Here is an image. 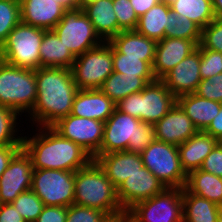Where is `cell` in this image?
Wrapping results in <instances>:
<instances>
[{
    "label": "cell",
    "instance_id": "cell-44",
    "mask_svg": "<svg viewBox=\"0 0 222 222\" xmlns=\"http://www.w3.org/2000/svg\"><path fill=\"white\" fill-rule=\"evenodd\" d=\"M67 207L44 206L42 213L35 222H66Z\"/></svg>",
    "mask_w": 222,
    "mask_h": 222
},
{
    "label": "cell",
    "instance_id": "cell-39",
    "mask_svg": "<svg viewBox=\"0 0 222 222\" xmlns=\"http://www.w3.org/2000/svg\"><path fill=\"white\" fill-rule=\"evenodd\" d=\"M109 216L98 209L72 204L67 207L66 222H105Z\"/></svg>",
    "mask_w": 222,
    "mask_h": 222
},
{
    "label": "cell",
    "instance_id": "cell-6",
    "mask_svg": "<svg viewBox=\"0 0 222 222\" xmlns=\"http://www.w3.org/2000/svg\"><path fill=\"white\" fill-rule=\"evenodd\" d=\"M45 29L20 22L0 47V59L12 66L37 70L40 68V45Z\"/></svg>",
    "mask_w": 222,
    "mask_h": 222
},
{
    "label": "cell",
    "instance_id": "cell-49",
    "mask_svg": "<svg viewBox=\"0 0 222 222\" xmlns=\"http://www.w3.org/2000/svg\"><path fill=\"white\" fill-rule=\"evenodd\" d=\"M66 10L80 7L78 0H56Z\"/></svg>",
    "mask_w": 222,
    "mask_h": 222
},
{
    "label": "cell",
    "instance_id": "cell-30",
    "mask_svg": "<svg viewBox=\"0 0 222 222\" xmlns=\"http://www.w3.org/2000/svg\"><path fill=\"white\" fill-rule=\"evenodd\" d=\"M170 11V5L159 2L139 17L136 31L147 38L156 41L162 40L169 23Z\"/></svg>",
    "mask_w": 222,
    "mask_h": 222
},
{
    "label": "cell",
    "instance_id": "cell-53",
    "mask_svg": "<svg viewBox=\"0 0 222 222\" xmlns=\"http://www.w3.org/2000/svg\"><path fill=\"white\" fill-rule=\"evenodd\" d=\"M217 222H222V205H220L218 209Z\"/></svg>",
    "mask_w": 222,
    "mask_h": 222
},
{
    "label": "cell",
    "instance_id": "cell-32",
    "mask_svg": "<svg viewBox=\"0 0 222 222\" xmlns=\"http://www.w3.org/2000/svg\"><path fill=\"white\" fill-rule=\"evenodd\" d=\"M113 70L123 76H139L148 83L156 80L152 66L143 57L127 56L113 48Z\"/></svg>",
    "mask_w": 222,
    "mask_h": 222
},
{
    "label": "cell",
    "instance_id": "cell-11",
    "mask_svg": "<svg viewBox=\"0 0 222 222\" xmlns=\"http://www.w3.org/2000/svg\"><path fill=\"white\" fill-rule=\"evenodd\" d=\"M31 190L45 206L69 207L74 204L75 172L34 169Z\"/></svg>",
    "mask_w": 222,
    "mask_h": 222
},
{
    "label": "cell",
    "instance_id": "cell-7",
    "mask_svg": "<svg viewBox=\"0 0 222 222\" xmlns=\"http://www.w3.org/2000/svg\"><path fill=\"white\" fill-rule=\"evenodd\" d=\"M143 165L166 188H184L187 174L180 162L178 147L155 139L141 154Z\"/></svg>",
    "mask_w": 222,
    "mask_h": 222
},
{
    "label": "cell",
    "instance_id": "cell-4",
    "mask_svg": "<svg viewBox=\"0 0 222 222\" xmlns=\"http://www.w3.org/2000/svg\"><path fill=\"white\" fill-rule=\"evenodd\" d=\"M177 103L161 79L149 83L142 91L133 93L120 100L116 109L140 121L155 124Z\"/></svg>",
    "mask_w": 222,
    "mask_h": 222
},
{
    "label": "cell",
    "instance_id": "cell-24",
    "mask_svg": "<svg viewBox=\"0 0 222 222\" xmlns=\"http://www.w3.org/2000/svg\"><path fill=\"white\" fill-rule=\"evenodd\" d=\"M177 104L194 123L198 131H204L221 108V103L208 100L195 93L177 97Z\"/></svg>",
    "mask_w": 222,
    "mask_h": 222
},
{
    "label": "cell",
    "instance_id": "cell-19",
    "mask_svg": "<svg viewBox=\"0 0 222 222\" xmlns=\"http://www.w3.org/2000/svg\"><path fill=\"white\" fill-rule=\"evenodd\" d=\"M94 160L101 166L116 189L133 173L141 171L144 167L141 155L129 151L97 155Z\"/></svg>",
    "mask_w": 222,
    "mask_h": 222
},
{
    "label": "cell",
    "instance_id": "cell-20",
    "mask_svg": "<svg viewBox=\"0 0 222 222\" xmlns=\"http://www.w3.org/2000/svg\"><path fill=\"white\" fill-rule=\"evenodd\" d=\"M21 22L52 30L64 16L66 9L56 0H19Z\"/></svg>",
    "mask_w": 222,
    "mask_h": 222
},
{
    "label": "cell",
    "instance_id": "cell-22",
    "mask_svg": "<svg viewBox=\"0 0 222 222\" xmlns=\"http://www.w3.org/2000/svg\"><path fill=\"white\" fill-rule=\"evenodd\" d=\"M219 143L216 138L204 131H198L186 142L177 146L183 170L188 175L191 171L200 169L204 159Z\"/></svg>",
    "mask_w": 222,
    "mask_h": 222
},
{
    "label": "cell",
    "instance_id": "cell-35",
    "mask_svg": "<svg viewBox=\"0 0 222 222\" xmlns=\"http://www.w3.org/2000/svg\"><path fill=\"white\" fill-rule=\"evenodd\" d=\"M11 204L26 222H35L45 206L31 189L21 193Z\"/></svg>",
    "mask_w": 222,
    "mask_h": 222
},
{
    "label": "cell",
    "instance_id": "cell-28",
    "mask_svg": "<svg viewBox=\"0 0 222 222\" xmlns=\"http://www.w3.org/2000/svg\"><path fill=\"white\" fill-rule=\"evenodd\" d=\"M149 83L139 76H123L112 72L99 88L115 104L130 94L142 91Z\"/></svg>",
    "mask_w": 222,
    "mask_h": 222
},
{
    "label": "cell",
    "instance_id": "cell-26",
    "mask_svg": "<svg viewBox=\"0 0 222 222\" xmlns=\"http://www.w3.org/2000/svg\"><path fill=\"white\" fill-rule=\"evenodd\" d=\"M40 67L71 69L76 57L53 30H46L40 45Z\"/></svg>",
    "mask_w": 222,
    "mask_h": 222
},
{
    "label": "cell",
    "instance_id": "cell-31",
    "mask_svg": "<svg viewBox=\"0 0 222 222\" xmlns=\"http://www.w3.org/2000/svg\"><path fill=\"white\" fill-rule=\"evenodd\" d=\"M170 9L177 15L187 17L201 29L216 18L211 0H176Z\"/></svg>",
    "mask_w": 222,
    "mask_h": 222
},
{
    "label": "cell",
    "instance_id": "cell-15",
    "mask_svg": "<svg viewBox=\"0 0 222 222\" xmlns=\"http://www.w3.org/2000/svg\"><path fill=\"white\" fill-rule=\"evenodd\" d=\"M166 187L146 167L133 173L117 189L118 201L126 212L135 203L150 199L163 192Z\"/></svg>",
    "mask_w": 222,
    "mask_h": 222
},
{
    "label": "cell",
    "instance_id": "cell-25",
    "mask_svg": "<svg viewBox=\"0 0 222 222\" xmlns=\"http://www.w3.org/2000/svg\"><path fill=\"white\" fill-rule=\"evenodd\" d=\"M82 8L104 42L118 34V20L114 13L113 0H96Z\"/></svg>",
    "mask_w": 222,
    "mask_h": 222
},
{
    "label": "cell",
    "instance_id": "cell-16",
    "mask_svg": "<svg viewBox=\"0 0 222 222\" xmlns=\"http://www.w3.org/2000/svg\"><path fill=\"white\" fill-rule=\"evenodd\" d=\"M200 48L179 62L161 80L177 98L185 94L195 93L200 83Z\"/></svg>",
    "mask_w": 222,
    "mask_h": 222
},
{
    "label": "cell",
    "instance_id": "cell-1",
    "mask_svg": "<svg viewBox=\"0 0 222 222\" xmlns=\"http://www.w3.org/2000/svg\"><path fill=\"white\" fill-rule=\"evenodd\" d=\"M37 97L29 112L41 127H51L72 112L73 101L79 88L71 69L40 67L35 70Z\"/></svg>",
    "mask_w": 222,
    "mask_h": 222
},
{
    "label": "cell",
    "instance_id": "cell-48",
    "mask_svg": "<svg viewBox=\"0 0 222 222\" xmlns=\"http://www.w3.org/2000/svg\"><path fill=\"white\" fill-rule=\"evenodd\" d=\"M138 18L145 14L151 7L158 4L160 0H129Z\"/></svg>",
    "mask_w": 222,
    "mask_h": 222
},
{
    "label": "cell",
    "instance_id": "cell-8",
    "mask_svg": "<svg viewBox=\"0 0 222 222\" xmlns=\"http://www.w3.org/2000/svg\"><path fill=\"white\" fill-rule=\"evenodd\" d=\"M52 30L75 57L104 42L96 33L82 7L66 10Z\"/></svg>",
    "mask_w": 222,
    "mask_h": 222
},
{
    "label": "cell",
    "instance_id": "cell-12",
    "mask_svg": "<svg viewBox=\"0 0 222 222\" xmlns=\"http://www.w3.org/2000/svg\"><path fill=\"white\" fill-rule=\"evenodd\" d=\"M51 127L62 137L77 143L93 159L100 155L104 122L69 114Z\"/></svg>",
    "mask_w": 222,
    "mask_h": 222
},
{
    "label": "cell",
    "instance_id": "cell-34",
    "mask_svg": "<svg viewBox=\"0 0 222 222\" xmlns=\"http://www.w3.org/2000/svg\"><path fill=\"white\" fill-rule=\"evenodd\" d=\"M21 22L19 0H0V47L8 34Z\"/></svg>",
    "mask_w": 222,
    "mask_h": 222
},
{
    "label": "cell",
    "instance_id": "cell-46",
    "mask_svg": "<svg viewBox=\"0 0 222 222\" xmlns=\"http://www.w3.org/2000/svg\"><path fill=\"white\" fill-rule=\"evenodd\" d=\"M22 148V145H8L0 147V176L7 169L13 156Z\"/></svg>",
    "mask_w": 222,
    "mask_h": 222
},
{
    "label": "cell",
    "instance_id": "cell-54",
    "mask_svg": "<svg viewBox=\"0 0 222 222\" xmlns=\"http://www.w3.org/2000/svg\"><path fill=\"white\" fill-rule=\"evenodd\" d=\"M176 0H160V2L167 4V5H171L173 2H175Z\"/></svg>",
    "mask_w": 222,
    "mask_h": 222
},
{
    "label": "cell",
    "instance_id": "cell-40",
    "mask_svg": "<svg viewBox=\"0 0 222 222\" xmlns=\"http://www.w3.org/2000/svg\"><path fill=\"white\" fill-rule=\"evenodd\" d=\"M201 79L211 78L222 73V53L210 49H200Z\"/></svg>",
    "mask_w": 222,
    "mask_h": 222
},
{
    "label": "cell",
    "instance_id": "cell-3",
    "mask_svg": "<svg viewBox=\"0 0 222 222\" xmlns=\"http://www.w3.org/2000/svg\"><path fill=\"white\" fill-rule=\"evenodd\" d=\"M74 204L101 210L109 217L125 213L117 189L94 159L75 172Z\"/></svg>",
    "mask_w": 222,
    "mask_h": 222
},
{
    "label": "cell",
    "instance_id": "cell-43",
    "mask_svg": "<svg viewBox=\"0 0 222 222\" xmlns=\"http://www.w3.org/2000/svg\"><path fill=\"white\" fill-rule=\"evenodd\" d=\"M200 169L222 178V144L220 142L204 159Z\"/></svg>",
    "mask_w": 222,
    "mask_h": 222
},
{
    "label": "cell",
    "instance_id": "cell-41",
    "mask_svg": "<svg viewBox=\"0 0 222 222\" xmlns=\"http://www.w3.org/2000/svg\"><path fill=\"white\" fill-rule=\"evenodd\" d=\"M200 97L222 103V73L202 79L195 91Z\"/></svg>",
    "mask_w": 222,
    "mask_h": 222
},
{
    "label": "cell",
    "instance_id": "cell-17",
    "mask_svg": "<svg viewBox=\"0 0 222 222\" xmlns=\"http://www.w3.org/2000/svg\"><path fill=\"white\" fill-rule=\"evenodd\" d=\"M198 45L189 39L164 37L157 41L152 70L156 79H162L179 62L197 49Z\"/></svg>",
    "mask_w": 222,
    "mask_h": 222
},
{
    "label": "cell",
    "instance_id": "cell-51",
    "mask_svg": "<svg viewBox=\"0 0 222 222\" xmlns=\"http://www.w3.org/2000/svg\"><path fill=\"white\" fill-rule=\"evenodd\" d=\"M216 17H222V0H211Z\"/></svg>",
    "mask_w": 222,
    "mask_h": 222
},
{
    "label": "cell",
    "instance_id": "cell-42",
    "mask_svg": "<svg viewBox=\"0 0 222 222\" xmlns=\"http://www.w3.org/2000/svg\"><path fill=\"white\" fill-rule=\"evenodd\" d=\"M154 140V124L142 122L137 128L136 145H128L127 151L141 154Z\"/></svg>",
    "mask_w": 222,
    "mask_h": 222
},
{
    "label": "cell",
    "instance_id": "cell-37",
    "mask_svg": "<svg viewBox=\"0 0 222 222\" xmlns=\"http://www.w3.org/2000/svg\"><path fill=\"white\" fill-rule=\"evenodd\" d=\"M198 47L222 53V17H216L202 29Z\"/></svg>",
    "mask_w": 222,
    "mask_h": 222
},
{
    "label": "cell",
    "instance_id": "cell-33",
    "mask_svg": "<svg viewBox=\"0 0 222 222\" xmlns=\"http://www.w3.org/2000/svg\"><path fill=\"white\" fill-rule=\"evenodd\" d=\"M202 29L183 15L169 12V23L164 32V37L193 40L200 44Z\"/></svg>",
    "mask_w": 222,
    "mask_h": 222
},
{
    "label": "cell",
    "instance_id": "cell-29",
    "mask_svg": "<svg viewBox=\"0 0 222 222\" xmlns=\"http://www.w3.org/2000/svg\"><path fill=\"white\" fill-rule=\"evenodd\" d=\"M183 222H217L219 206L182 189Z\"/></svg>",
    "mask_w": 222,
    "mask_h": 222
},
{
    "label": "cell",
    "instance_id": "cell-14",
    "mask_svg": "<svg viewBox=\"0 0 222 222\" xmlns=\"http://www.w3.org/2000/svg\"><path fill=\"white\" fill-rule=\"evenodd\" d=\"M141 123L138 118L115 109L104 122L100 155L127 151L128 145H136L137 128Z\"/></svg>",
    "mask_w": 222,
    "mask_h": 222
},
{
    "label": "cell",
    "instance_id": "cell-38",
    "mask_svg": "<svg viewBox=\"0 0 222 222\" xmlns=\"http://www.w3.org/2000/svg\"><path fill=\"white\" fill-rule=\"evenodd\" d=\"M113 8L118 20V34L121 31L136 30L139 18L129 0H113Z\"/></svg>",
    "mask_w": 222,
    "mask_h": 222
},
{
    "label": "cell",
    "instance_id": "cell-45",
    "mask_svg": "<svg viewBox=\"0 0 222 222\" xmlns=\"http://www.w3.org/2000/svg\"><path fill=\"white\" fill-rule=\"evenodd\" d=\"M0 222H26L11 204H0Z\"/></svg>",
    "mask_w": 222,
    "mask_h": 222
},
{
    "label": "cell",
    "instance_id": "cell-5",
    "mask_svg": "<svg viewBox=\"0 0 222 222\" xmlns=\"http://www.w3.org/2000/svg\"><path fill=\"white\" fill-rule=\"evenodd\" d=\"M35 70L12 66L0 59V105L18 114L32 111L36 103Z\"/></svg>",
    "mask_w": 222,
    "mask_h": 222
},
{
    "label": "cell",
    "instance_id": "cell-52",
    "mask_svg": "<svg viewBox=\"0 0 222 222\" xmlns=\"http://www.w3.org/2000/svg\"><path fill=\"white\" fill-rule=\"evenodd\" d=\"M96 0H78L80 7H83L85 4L92 3Z\"/></svg>",
    "mask_w": 222,
    "mask_h": 222
},
{
    "label": "cell",
    "instance_id": "cell-2",
    "mask_svg": "<svg viewBox=\"0 0 222 222\" xmlns=\"http://www.w3.org/2000/svg\"><path fill=\"white\" fill-rule=\"evenodd\" d=\"M43 129L40 128L42 131L37 136L22 139V148L30 156L33 169L76 172L93 159L77 143L62 137L52 127Z\"/></svg>",
    "mask_w": 222,
    "mask_h": 222
},
{
    "label": "cell",
    "instance_id": "cell-47",
    "mask_svg": "<svg viewBox=\"0 0 222 222\" xmlns=\"http://www.w3.org/2000/svg\"><path fill=\"white\" fill-rule=\"evenodd\" d=\"M204 132L210 134L219 142L222 140V103L218 115L213 118L209 126L204 130Z\"/></svg>",
    "mask_w": 222,
    "mask_h": 222
},
{
    "label": "cell",
    "instance_id": "cell-9",
    "mask_svg": "<svg viewBox=\"0 0 222 222\" xmlns=\"http://www.w3.org/2000/svg\"><path fill=\"white\" fill-rule=\"evenodd\" d=\"M71 71L79 89H99L114 71L113 47L108 42H103L101 45L87 50L76 57Z\"/></svg>",
    "mask_w": 222,
    "mask_h": 222
},
{
    "label": "cell",
    "instance_id": "cell-13",
    "mask_svg": "<svg viewBox=\"0 0 222 222\" xmlns=\"http://www.w3.org/2000/svg\"><path fill=\"white\" fill-rule=\"evenodd\" d=\"M33 171L30 156L21 148L0 176V204L12 203L21 193L30 190Z\"/></svg>",
    "mask_w": 222,
    "mask_h": 222
},
{
    "label": "cell",
    "instance_id": "cell-36",
    "mask_svg": "<svg viewBox=\"0 0 222 222\" xmlns=\"http://www.w3.org/2000/svg\"><path fill=\"white\" fill-rule=\"evenodd\" d=\"M17 115L13 109L0 105V147L22 145L23 137H14Z\"/></svg>",
    "mask_w": 222,
    "mask_h": 222
},
{
    "label": "cell",
    "instance_id": "cell-50",
    "mask_svg": "<svg viewBox=\"0 0 222 222\" xmlns=\"http://www.w3.org/2000/svg\"><path fill=\"white\" fill-rule=\"evenodd\" d=\"M105 222H131L129 215L125 212L121 215L109 217Z\"/></svg>",
    "mask_w": 222,
    "mask_h": 222
},
{
    "label": "cell",
    "instance_id": "cell-27",
    "mask_svg": "<svg viewBox=\"0 0 222 222\" xmlns=\"http://www.w3.org/2000/svg\"><path fill=\"white\" fill-rule=\"evenodd\" d=\"M185 188L191 193L222 205V178L201 169L187 175Z\"/></svg>",
    "mask_w": 222,
    "mask_h": 222
},
{
    "label": "cell",
    "instance_id": "cell-21",
    "mask_svg": "<svg viewBox=\"0 0 222 222\" xmlns=\"http://www.w3.org/2000/svg\"><path fill=\"white\" fill-rule=\"evenodd\" d=\"M115 109L116 104L100 89H79L71 114L105 122Z\"/></svg>",
    "mask_w": 222,
    "mask_h": 222
},
{
    "label": "cell",
    "instance_id": "cell-18",
    "mask_svg": "<svg viewBox=\"0 0 222 222\" xmlns=\"http://www.w3.org/2000/svg\"><path fill=\"white\" fill-rule=\"evenodd\" d=\"M155 139L176 146L186 142L198 130L194 123L176 103V105L154 124Z\"/></svg>",
    "mask_w": 222,
    "mask_h": 222
},
{
    "label": "cell",
    "instance_id": "cell-10",
    "mask_svg": "<svg viewBox=\"0 0 222 222\" xmlns=\"http://www.w3.org/2000/svg\"><path fill=\"white\" fill-rule=\"evenodd\" d=\"M182 188H166L135 203L126 213L131 222H183Z\"/></svg>",
    "mask_w": 222,
    "mask_h": 222
},
{
    "label": "cell",
    "instance_id": "cell-23",
    "mask_svg": "<svg viewBox=\"0 0 222 222\" xmlns=\"http://www.w3.org/2000/svg\"><path fill=\"white\" fill-rule=\"evenodd\" d=\"M108 43L119 53L143 57V61L153 65L157 41L139 34L136 30L121 31Z\"/></svg>",
    "mask_w": 222,
    "mask_h": 222
}]
</instances>
